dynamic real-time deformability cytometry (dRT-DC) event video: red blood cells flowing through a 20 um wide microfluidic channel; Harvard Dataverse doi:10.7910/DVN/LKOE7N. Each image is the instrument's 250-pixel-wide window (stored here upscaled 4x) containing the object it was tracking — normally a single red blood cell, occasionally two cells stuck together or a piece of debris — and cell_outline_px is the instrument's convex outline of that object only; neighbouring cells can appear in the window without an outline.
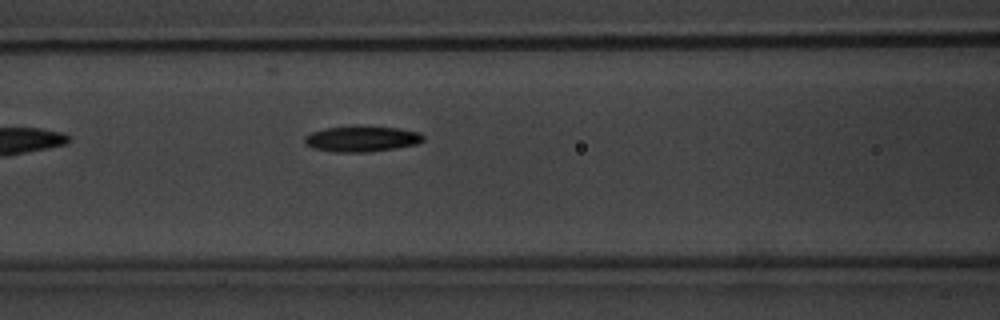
{"species": "common noctule bat (a hibernating species)", "species_latin": "Nyctalus noctula", "temperature_condition": "warm", "stored_images_in_passage": 5, "camera_frame_rate_fps": 3000, "um_per_image_px": 0.085, "animal": {"sex": "male", "body_mass_g": 20.1, "forearm_length_mm": 53.5}, "frame": {"image": 1, "passage_image": 5, "time_ms": 4.667, "image_size_px": [1000, 320], "cell_outline_px": [[424, 140], [416, 144], [368, 152], [332, 152], [312, 148], [304, 144], [304, 136], [312, 132], [324, 128], [356, 124], [360, 124], [400, 128], [420, 132], [424, 136]], "centroid_in_image_um": [30.71, 11.77], "position_along_channel_um": 135.9, "area_um2": 18.38}}